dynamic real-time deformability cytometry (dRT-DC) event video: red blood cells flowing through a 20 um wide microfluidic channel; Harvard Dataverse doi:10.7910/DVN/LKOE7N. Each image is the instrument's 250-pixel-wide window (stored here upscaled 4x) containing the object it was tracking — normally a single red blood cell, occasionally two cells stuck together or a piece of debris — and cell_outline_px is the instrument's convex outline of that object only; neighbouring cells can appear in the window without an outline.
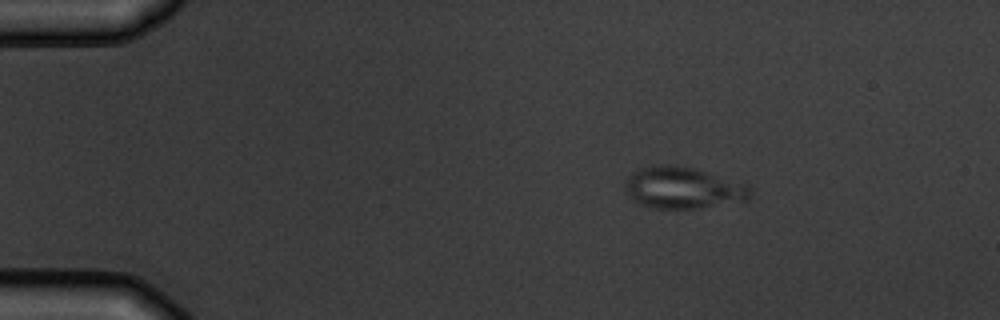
{"species": "common noctule bat (a hibernating species)", "species_latin": "Nyctalus noctula", "temperature_condition": "warm", "stored_images_in_passage": 5, "camera_frame_rate_fps": 3000, "um_per_image_px": 0.085, "animal": {"sex": "male", "body_mass_g": 19.5, "forearm_length_mm": 54.6}, "frame": {"image": 1, "passage_image": 5, "time_ms": 4.667, "image_size_px": [1000, 320], "cell_outline_px": [[752, 192], [748, 200], [696, 208], [652, 208], [640, 204], [632, 200], [624, 188], [624, 184], [628, 176], [632, 172], [656, 164], [664, 164], [692, 168], [748, 184], [752, 188]], "centroid_in_image_um": [58.04, 15.97], "position_along_channel_um": 27.0, "area_um2": 30.17}}